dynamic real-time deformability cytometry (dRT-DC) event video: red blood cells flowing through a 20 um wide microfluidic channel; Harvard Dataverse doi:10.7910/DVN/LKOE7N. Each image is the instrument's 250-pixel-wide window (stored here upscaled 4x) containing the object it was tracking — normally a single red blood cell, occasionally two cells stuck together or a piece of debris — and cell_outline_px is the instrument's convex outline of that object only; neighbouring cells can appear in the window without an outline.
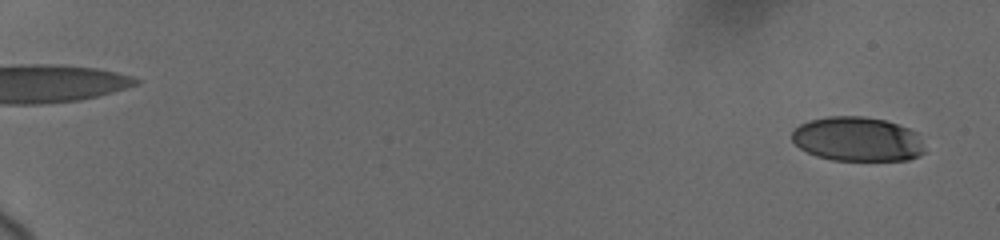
{"species": "human", "species_latin": "Homo sapiens", "temperature_condition": "cold", "stored_images_in_passage": 58, "camera_frame_rate_fps": 3000, "um_per_image_px": 0.085, "donor": {"sex": "female"}, "frame": {"image": 1, "passage_image": 4, "time_ms": 0.667, "image_size_px": [1000, 240], "cell_outline_px": [[924, 152], [920, 156], [908, 160], [832, 160], [816, 156], [800, 148], [792, 140], [792, 132], [800, 124], [808, 120], [828, 116], [864, 116], [884, 120], [908, 128], [916, 132]], "centroid_in_image_um": [72.85, 11.82], "position_along_channel_um": 12.1, "area_um2": 34.22}}
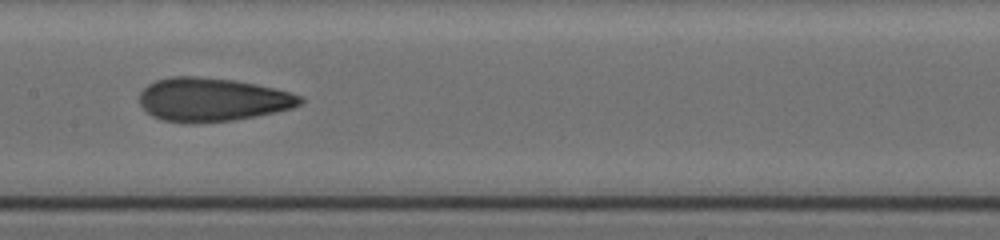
{"frame": {"image": 2, "passage_image": 37, "time_ms": 11.0, "image_size_px": [1000, 240], "cell_outline_px": [[304, 100], [300, 104], [292, 108], [276, 112], [256, 116], [232, 120], [192, 124], [164, 120], [152, 116], [140, 104], [140, 92], [148, 84], [156, 80], [172, 76], [196, 76], [236, 80], [256, 84], [288, 92], [300, 96]], "centroid_in_image_um": [18.02, 8.47], "position_along_channel_um": 189.4, "area_um2": 40.69}}
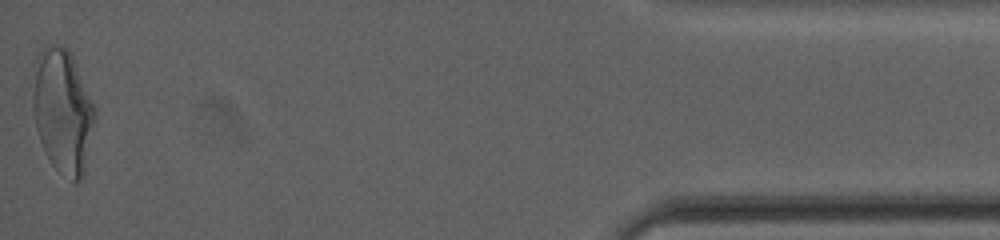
{"frame": {"image": 3, "passage_image": 58, "time_ms": 19.333, "image_size_px": [1000, 240], "cell_outline_px": [[96, 116], [84, 176], [80, 180], [72, 180], [56, 168], [52, 164], [44, 152], [36, 128], [32, 108], [32, 92], [36, 56], [44, 48], [56, 44], [68, 48], [72, 56], [96, 108]], "centroid_in_image_um": [5.33, 9.44], "position_along_channel_um": 429.9, "area_um2": 44.91}, "authors_computed_cell_mechanics": {"area_um2": 38.8127, "velocity_mm_per_s": 3.7069, "shape_relaxation_time_tau1_ms": 9.3859, "shape_relaxation_time_tau2_ms": 1.6698, "deformation_change_tau1": 0.2423, "deformation_change_tau2": 0.0906}}